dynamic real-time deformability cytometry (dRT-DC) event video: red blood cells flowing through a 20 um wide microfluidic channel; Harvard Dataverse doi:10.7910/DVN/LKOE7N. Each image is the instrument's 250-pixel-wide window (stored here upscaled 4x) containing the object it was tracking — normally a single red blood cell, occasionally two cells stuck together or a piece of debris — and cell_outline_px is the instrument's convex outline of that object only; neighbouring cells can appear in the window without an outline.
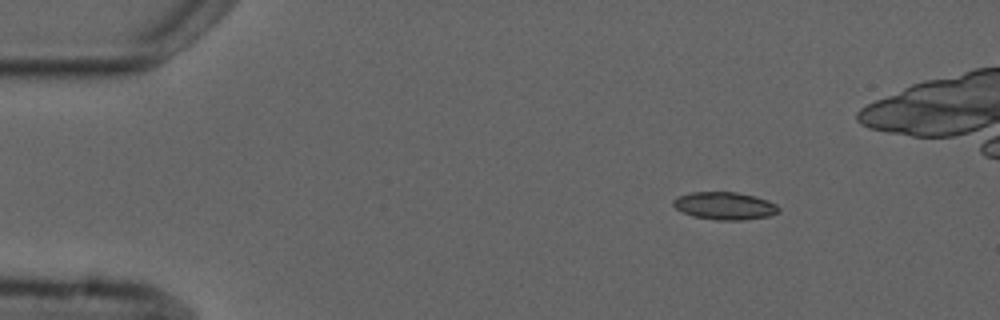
{"species": "common noctule bat (a hibernating species)", "species_latin": "Nyctalus noctula", "temperature_condition": "cold", "stored_images_in_passage": 4, "camera_frame_rate_fps": 3000, "um_per_image_px": 0.085, "animal": {"sex": "male", "forearm_length_mm": 52.5}, "frame": {"image": 1, "passage_image": 1, "time_ms": 0.0, "image_size_px": [1000, 320], "cell_outline_px": [[780, 212], [768, 216], [744, 220], [716, 220], [692, 216], [676, 208], [672, 204], [672, 200], [680, 196], [692, 192], [736, 192], [756, 196], [768, 200], [776, 204], [780, 208]], "centroid_in_image_um": [61.63, 17.5], "position_along_channel_um": 23.4, "area_um2": 16.99}}